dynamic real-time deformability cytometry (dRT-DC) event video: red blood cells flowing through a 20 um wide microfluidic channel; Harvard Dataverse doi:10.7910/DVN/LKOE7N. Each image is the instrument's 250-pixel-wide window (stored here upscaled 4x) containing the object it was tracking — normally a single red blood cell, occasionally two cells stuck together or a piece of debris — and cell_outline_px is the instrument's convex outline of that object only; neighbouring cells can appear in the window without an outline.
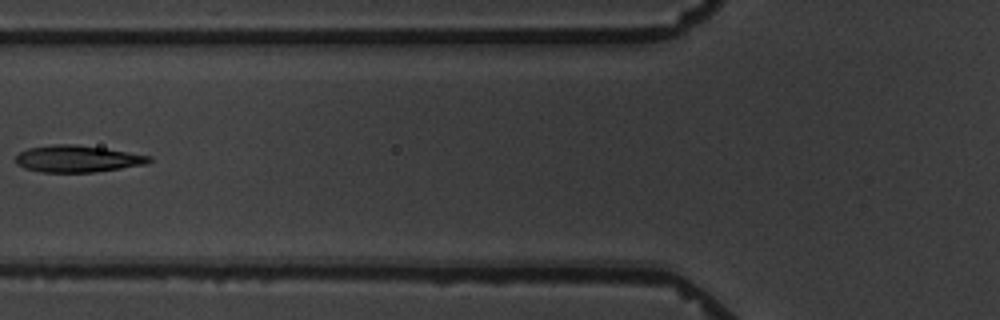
{"species": "common noctule bat (a hibernating species)", "species_latin": "Nyctalus noctula", "temperature_condition": "warm", "stored_images_in_passage": 7, "camera_frame_rate_fps": 3000, "um_per_image_px": 0.085, "animal": {"sex": "male", "body_mass_g": 19.5, "forearm_length_mm": 54.6}, "frame": {"image": 1, "passage_image": 7, "time_ms": 6.667, "image_size_px": [1000, 320], "cell_outline_px": [[152, 160], [148, 164], [92, 172], [40, 172], [24, 168], [16, 164], [16, 156], [20, 152], [28, 148], [52, 144], [76, 144], [104, 148], [152, 156]], "centroid_in_image_um": [6.58, 13.49], "position_along_channel_um": 119.2, "area_um2": 20.87}}